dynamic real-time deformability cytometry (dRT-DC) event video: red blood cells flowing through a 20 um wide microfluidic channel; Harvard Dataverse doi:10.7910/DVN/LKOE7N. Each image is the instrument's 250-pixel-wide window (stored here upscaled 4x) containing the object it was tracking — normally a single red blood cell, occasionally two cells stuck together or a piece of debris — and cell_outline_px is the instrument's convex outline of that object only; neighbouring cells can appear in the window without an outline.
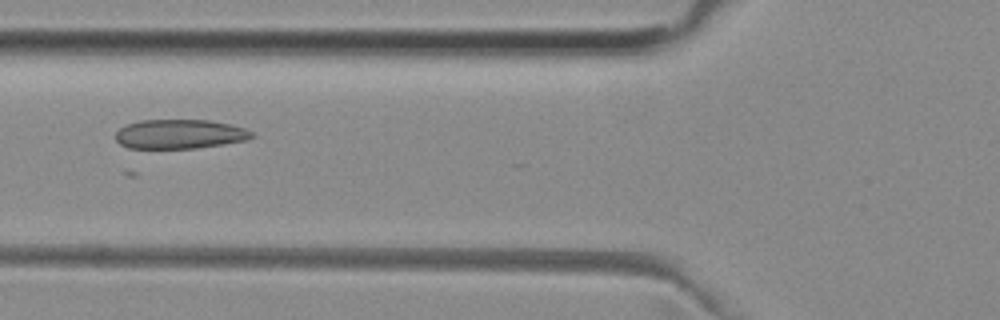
{"species": "common noctule bat (a hibernating species)", "species_latin": "Nyctalus noctula", "temperature_condition": "room temperature", "stored_images_in_passage": 23, "camera_frame_rate_fps": 3000, "um_per_image_px": 0.085, "animal": {"sex": "female", "body_mass_g": 29.2, "forearm_length_mm": 56.3}, "frame": {"image": 1, "passage_image": 19, "time_ms": 6.0, "image_size_px": [1000, 320], "cell_outline_px": [[256, 136], [248, 140], [224, 144], [196, 148], [128, 148], [120, 144], [116, 140], [116, 132], [124, 124], [140, 120], [208, 120], [232, 124], [244, 128], [252, 132]], "centroid_in_image_um": [15.29, 11.39], "position_along_channel_um": 110.5, "area_um2": 23.47}}